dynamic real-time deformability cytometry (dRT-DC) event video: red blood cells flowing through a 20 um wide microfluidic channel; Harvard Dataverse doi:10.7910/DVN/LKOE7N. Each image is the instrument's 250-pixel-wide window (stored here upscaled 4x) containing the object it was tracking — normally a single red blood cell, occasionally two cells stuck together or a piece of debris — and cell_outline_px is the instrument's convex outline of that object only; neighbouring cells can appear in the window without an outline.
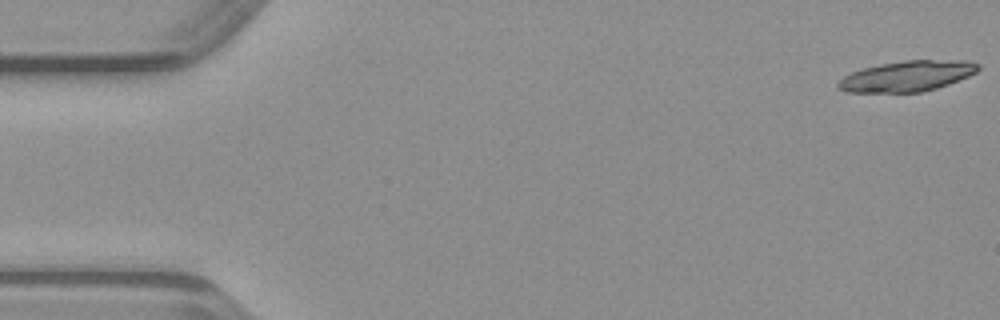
{"species": "common noctule bat (a hibernating species)", "species_latin": "Nyctalus noctula", "temperature_condition": "warm", "stored_images_in_passage": 17, "camera_frame_rate_fps": 3000, "um_per_image_px": 0.085, "animal": {"sex": "male", "body_mass_g": 23.1, "forearm_length_mm": 52.7}, "frame": {"image": 1, "passage_image": 1, "time_ms": 0.0, "image_size_px": [1000, 320], "cell_outline_px": [[980, 68], [976, 72], [968, 76], [948, 84], [936, 88], [920, 92], [844, 92], [836, 88], [836, 84], [844, 76], [852, 72], [864, 68], [880, 64], [904, 60], [968, 60], [980, 64]], "centroid_in_image_um": [77.1, 6.46], "position_along_channel_um": 7.9, "area_um2": 24.97}}